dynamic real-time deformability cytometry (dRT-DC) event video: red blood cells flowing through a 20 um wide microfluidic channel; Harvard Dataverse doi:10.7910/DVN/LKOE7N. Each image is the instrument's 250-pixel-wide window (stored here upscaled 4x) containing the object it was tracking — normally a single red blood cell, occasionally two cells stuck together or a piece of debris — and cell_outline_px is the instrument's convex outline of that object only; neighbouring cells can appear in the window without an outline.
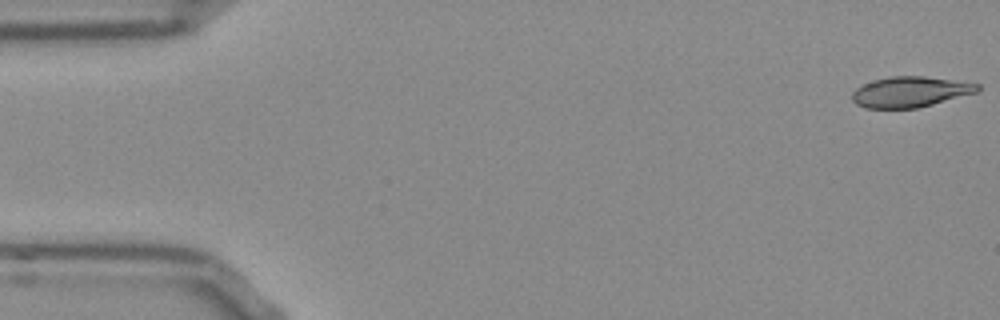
{"species": "Egyptian fruit bat (a non-hibernating species)", "species_latin": "Rousettus aegyptiacus", "temperature_condition": "room temperature", "stored_images_in_passage": 52, "camera_frame_rate_fps": 3000, "um_per_image_px": 0.085, "frame": {"image": 1, "passage_image": 1, "time_ms": 0.0, "image_size_px": [1000, 320], "cell_outline_px": [[980, 88], [976, 92], [932, 104], [916, 108], [864, 108], [856, 104], [852, 100], [852, 92], [860, 84], [872, 80], [892, 76], [924, 76], [980, 84]], "centroid_in_image_um": [77.3, 7.8], "position_along_channel_um": 7.7, "area_um2": 22.25}}
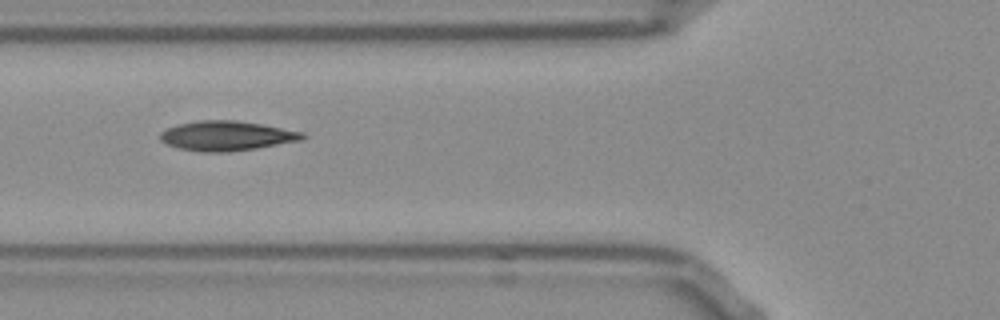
{"frame": {"image": 2, "passage_image": 19, "time_ms": 6.0, "image_size_px": [1000, 320], "cell_outline_px": [[308, 136], [300, 140], [256, 148], [228, 152], [200, 152], [180, 148], [168, 144], [160, 140], [160, 132], [176, 124], [196, 120], [236, 120], [264, 124], [304, 132]], "centroid_in_image_um": [19.27, 11.53], "position_along_channel_um": 106.5, "area_um2": 24.74}}
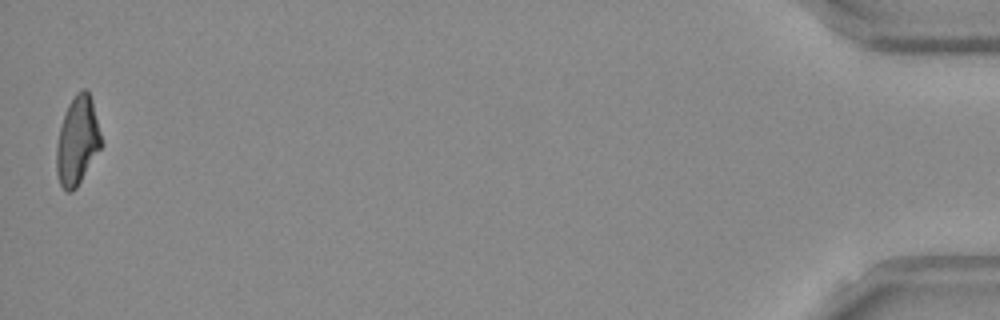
{"frame": {"image": 3, "passage_image": 52, "time_ms": 17.0, "image_size_px": [1000, 320], "cell_outline_px": [[104, 144], [76, 188], [72, 192], [68, 192], [60, 184], [56, 172], [56, 144], [60, 128], [68, 104], [76, 92], [84, 88], [88, 92], [92, 100]], "centroid_in_image_um": [6.59, 11.97], "position_along_channel_um": 428.6, "area_um2": 23.18}, "authors_computed_cell_mechanics": {"area_um2": 23.4379, "velocity_mm_per_s": 3.8262, "shape_relaxation_time_tau1_ms": 9.4263, "shape_relaxation_time_tau2_ms": 1.9247, "deformation_change_tau1": 0.2508, "deformation_change_tau2": 0.0904}}